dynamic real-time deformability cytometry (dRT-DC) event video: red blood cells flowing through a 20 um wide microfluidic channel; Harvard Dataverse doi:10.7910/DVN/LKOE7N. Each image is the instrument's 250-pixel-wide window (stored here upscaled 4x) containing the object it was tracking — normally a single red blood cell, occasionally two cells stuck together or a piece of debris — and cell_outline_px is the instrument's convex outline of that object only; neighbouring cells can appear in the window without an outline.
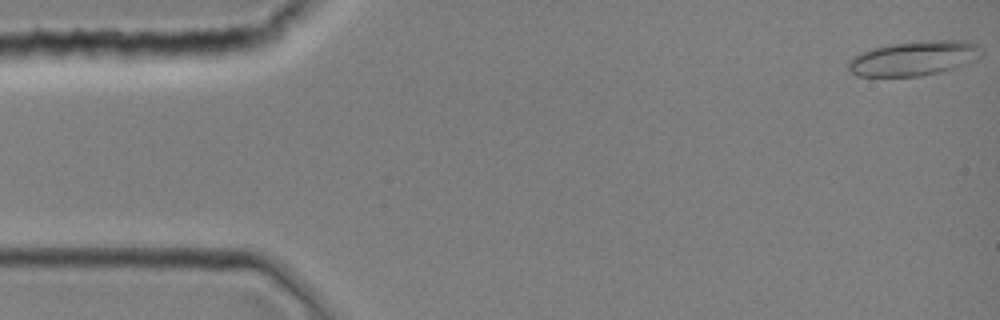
{"species": "common noctule bat (a hibernating species)", "species_latin": "Nyctalus noctula", "temperature_condition": "room temperature", "stored_images_in_passage": 8, "camera_frame_rate_fps": 3000, "um_per_image_px": 0.085, "animal": {"sex": "female", "body_mass_g": 19.0, "forearm_length_mm": 51.5}, "frame": {"image": 1, "passage_image": 1, "time_ms": 0.0, "image_size_px": [1000, 320], "cell_outline_px": [[980, 56], [956, 68], [940, 72], [920, 76], [856, 76], [848, 72], [848, 60], [852, 56], [860, 52], [872, 48], [888, 44], [928, 40], [968, 40], [980, 44]], "centroid_in_image_um": [77.64, 4.95], "position_along_channel_um": 7.4, "area_um2": 27.17}}